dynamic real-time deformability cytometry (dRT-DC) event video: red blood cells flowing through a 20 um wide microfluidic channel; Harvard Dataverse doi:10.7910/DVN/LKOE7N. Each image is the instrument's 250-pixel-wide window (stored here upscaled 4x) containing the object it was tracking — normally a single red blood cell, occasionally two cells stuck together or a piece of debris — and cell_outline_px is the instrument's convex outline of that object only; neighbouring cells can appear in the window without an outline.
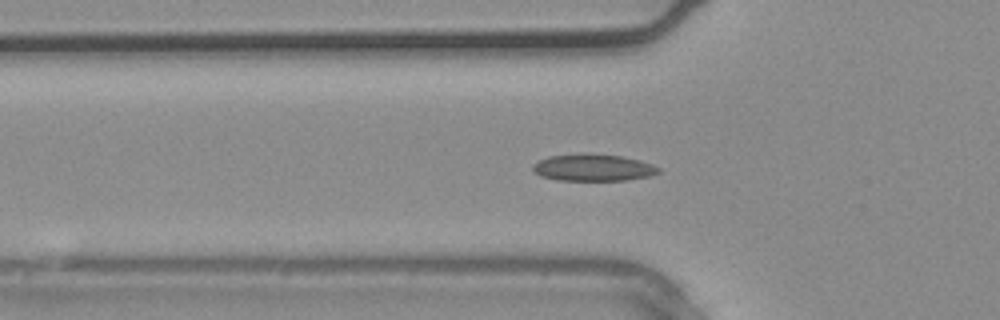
{"species": "common noctule bat (a hibernating species)", "species_latin": "Nyctalus noctula", "temperature_condition": "warm", "stored_images_in_passage": 27, "camera_frame_rate_fps": 3000, "um_per_image_px": 0.085, "animal": {"sex": "male", "body_mass_g": 20.4}, "frame": {"image": 1, "passage_image": 5, "time_ms": 1.333, "image_size_px": [1000, 320], "cell_outline_px": [[660, 172], [648, 176], [624, 180], [560, 180], [540, 176], [532, 168], [532, 164], [548, 156], [580, 152], [624, 156], [640, 160], [652, 164], [660, 168]], "centroid_in_image_um": [50.4, 14.22], "position_along_channel_um": 75.4, "area_um2": 19.88}}